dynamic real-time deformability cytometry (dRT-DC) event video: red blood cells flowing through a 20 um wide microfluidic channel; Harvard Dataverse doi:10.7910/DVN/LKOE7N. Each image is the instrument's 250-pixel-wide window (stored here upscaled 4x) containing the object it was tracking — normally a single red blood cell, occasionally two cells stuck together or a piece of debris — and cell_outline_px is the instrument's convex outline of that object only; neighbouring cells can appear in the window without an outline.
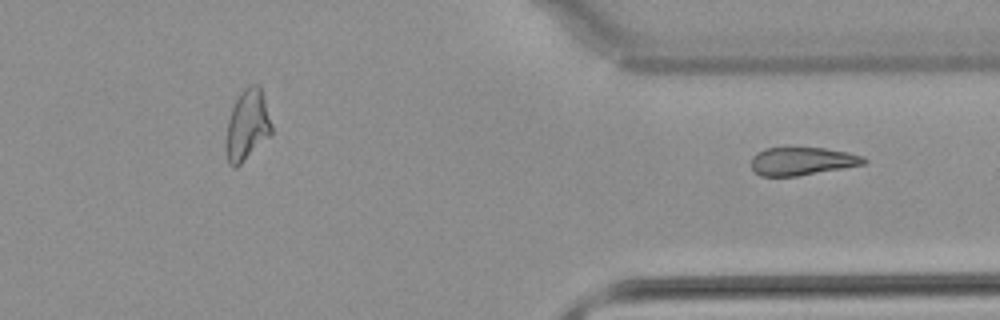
{"species": "common noctule bat (a hibernating species)", "species_latin": "Nyctalus noctula", "temperature_condition": "warm", "stored_images_in_passage": 30, "segment_of_instrument_passage": [2, 2], "camera_frame_rate_fps": 3000, "um_per_image_px": 0.085, "animal": {"sex": "male", "body_mass_g": 21.5, "forearm_length_mm": 52.0}, "frame": {"image": 1, "passage_image": 30, "time_ms": 9.667, "image_size_px": [1000, 320], "cell_outline_px": [[868, 160], [864, 164], [796, 176], [760, 176], [752, 168], [752, 156], [756, 152], [764, 148], [824, 148], [848, 152], [864, 156]], "centroid_in_image_um": [68.17, 13.69], "position_along_channel_um": 343.2, "area_um2": 18.26}}